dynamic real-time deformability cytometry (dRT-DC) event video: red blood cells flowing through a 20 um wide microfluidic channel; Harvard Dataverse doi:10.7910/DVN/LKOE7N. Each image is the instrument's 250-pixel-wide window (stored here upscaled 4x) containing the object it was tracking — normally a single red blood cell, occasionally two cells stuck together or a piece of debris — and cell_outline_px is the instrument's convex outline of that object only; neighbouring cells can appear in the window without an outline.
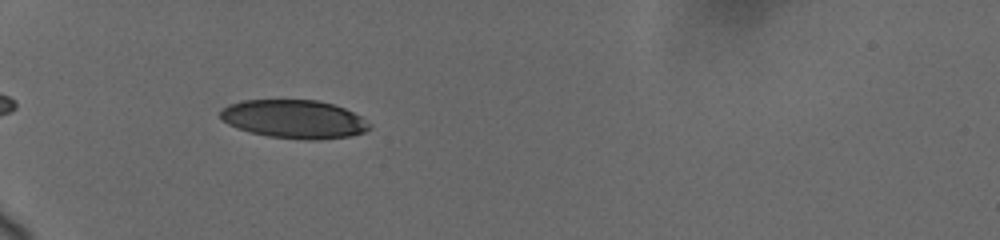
{"species": "human", "species_latin": "Homo sapiens", "temperature_condition": "cold", "stored_images_in_passage": 7, "camera_frame_rate_fps": 3000, "um_per_image_px": 0.085, "donor": {"sex": "female"}, "frame": {"image": 1, "passage_image": 2, "time_ms": 1.0, "image_size_px": [1000, 240], "cell_outline_px": [[372, 128], [364, 132], [352, 136], [320, 140], [308, 140], [268, 136], [236, 128], [228, 124], [220, 116], [220, 112], [228, 104], [240, 100], [316, 100], [332, 104], [344, 108], [360, 116], [372, 124]], "centroid_in_image_um": [25.03, 10.13], "position_along_channel_um": 60.0, "area_um2": 33.47}}
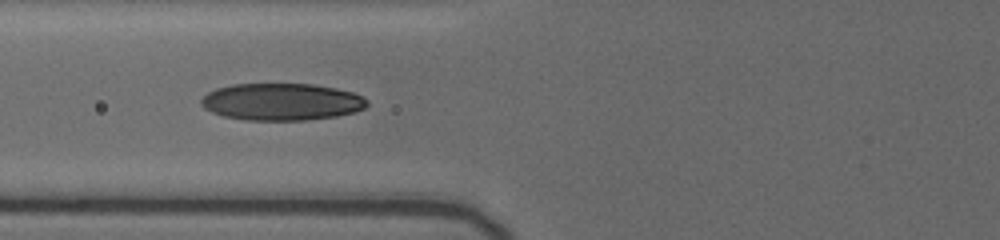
{"frame": {"image": 2, "passage_image": 4, "time_ms": 2.667, "image_size_px": [1000, 240], "cell_outline_px": [[368, 104], [364, 108], [352, 112], [336, 116], [304, 120], [248, 120], [224, 116], [212, 112], [204, 108], [200, 104], [200, 100], [208, 92], [216, 88], [232, 84], [312, 84], [336, 88], [352, 92], [364, 96], [368, 100]], "centroid_in_image_um": [23.93, 8.65], "position_along_channel_um": 101.9, "area_um2": 35.84}}
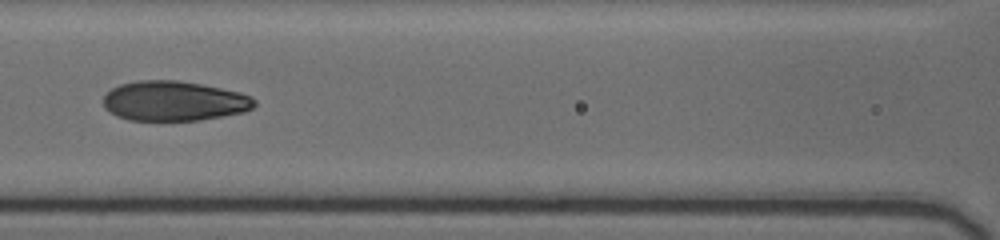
{"frame": {"image": 3, "passage_image": 6, "time_ms": 4.0, "image_size_px": [1000, 240], "cell_outline_px": [[256, 104], [252, 108], [244, 112], [224, 116], [200, 120], [128, 120], [116, 116], [104, 108], [104, 96], [112, 88], [120, 84], [140, 80], [176, 80], [200, 84], [240, 92], [252, 96], [256, 100]], "centroid_in_image_um": [14.8, 8.59], "position_along_channel_um": 151.8, "area_um2": 35.14}}